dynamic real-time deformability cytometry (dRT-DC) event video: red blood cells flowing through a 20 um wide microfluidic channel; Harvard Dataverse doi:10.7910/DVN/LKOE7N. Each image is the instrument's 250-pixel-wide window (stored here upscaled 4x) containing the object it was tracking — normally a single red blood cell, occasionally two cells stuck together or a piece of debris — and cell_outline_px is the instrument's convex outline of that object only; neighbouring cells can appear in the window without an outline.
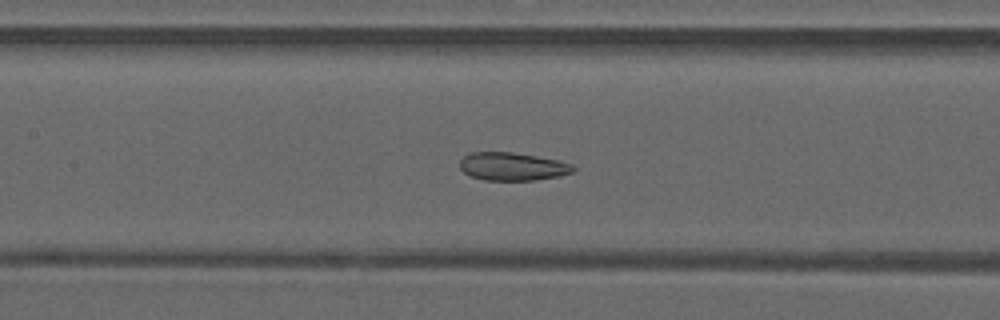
{"species": "common noctule bat (a hibernating species)", "species_latin": "Nyctalus noctula", "temperature_condition": "warm", "stored_images_in_passage": 39, "camera_frame_rate_fps": 3000, "um_per_image_px": 0.085, "animal": {"sex": "male", "forearm_length_mm": 52.5}, "frame": {"image": 1, "passage_image": 13, "time_ms": 4.0, "image_size_px": [1000, 320], "cell_outline_px": [[576, 168], [572, 172], [560, 176], [536, 180], [484, 180], [472, 176], [464, 172], [460, 168], [460, 160], [464, 156], [472, 152], [512, 152], [560, 160], [572, 164]], "centroid_in_image_um": [43.58, 14.15], "position_along_channel_um": 163.8, "area_um2": 18.55}}
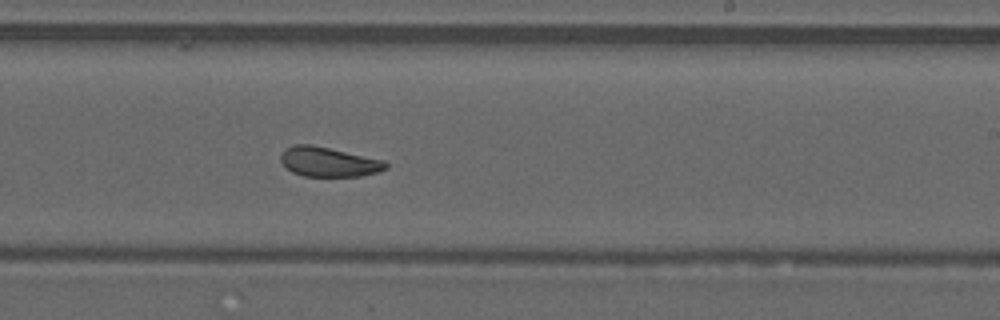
{"frame": {"image": 2, "passage_image": 20, "time_ms": 6.333, "image_size_px": [1000, 320], "cell_outline_px": [[388, 168], [376, 172], [360, 176], [304, 176], [292, 172], [280, 160], [280, 156], [292, 144], [312, 144], [384, 160], [388, 164]], "centroid_in_image_um": [27.95, 13.75], "position_along_channel_um": 261.1, "area_um2": 17.98}}
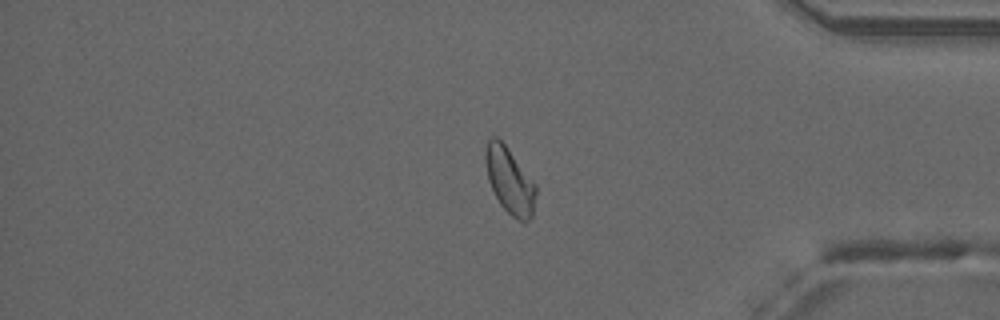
{"frame": {"image": 3, "passage_image": 31, "time_ms": 10.0, "image_size_px": [1000, 320], "cell_outline_px": [[536, 192], [532, 216], [524, 224], [512, 216], [500, 204], [488, 180], [484, 160], [484, 152], [488, 140], [492, 136], [496, 136], [504, 144], [536, 184]], "centroid_in_image_um": [43.31, 15.36], "position_along_channel_um": 391.9, "area_um2": 19.31}, "authors_computed_cell_mechanics": {"area_um2": 19.4208, "velocity_mm_per_s": 4.194, "shape_relaxation_time_tau1_ms": null, "shape_relaxation_time_tau2_ms": 1.3989, "deformation_change_tau1": null, "deformation_change_tau2": 0.0749}}